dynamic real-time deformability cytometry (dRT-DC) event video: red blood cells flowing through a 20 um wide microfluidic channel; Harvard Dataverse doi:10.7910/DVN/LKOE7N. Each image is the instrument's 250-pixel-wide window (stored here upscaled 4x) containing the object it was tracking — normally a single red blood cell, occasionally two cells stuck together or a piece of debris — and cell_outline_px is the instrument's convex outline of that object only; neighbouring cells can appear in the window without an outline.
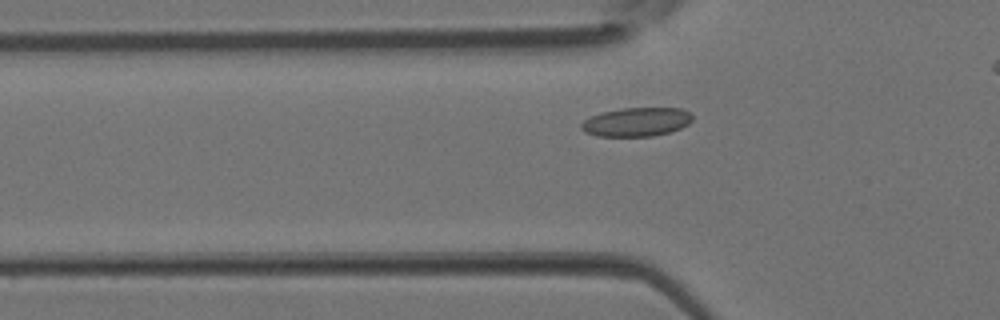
{"species": "Egyptian fruit bat (a non-hibernating species)", "species_latin": "Rousettus aegyptiacus", "temperature_condition": "room temperature", "stored_images_in_passage": 28, "camera_frame_rate_fps": 3000, "um_per_image_px": 0.085, "animal": {"sex": "female"}, "frame": {"image": 1, "passage_image": 5, "time_ms": 1.333, "image_size_px": [1000, 320], "cell_outline_px": [[692, 120], [688, 124], [680, 128], [668, 132], [652, 136], [596, 136], [584, 132], [580, 128], [580, 124], [584, 120], [600, 112], [620, 108], [680, 108], [688, 112], [692, 116]], "centroid_in_image_um": [54.05, 10.36], "position_along_channel_um": 71.7, "area_um2": 18.67}}
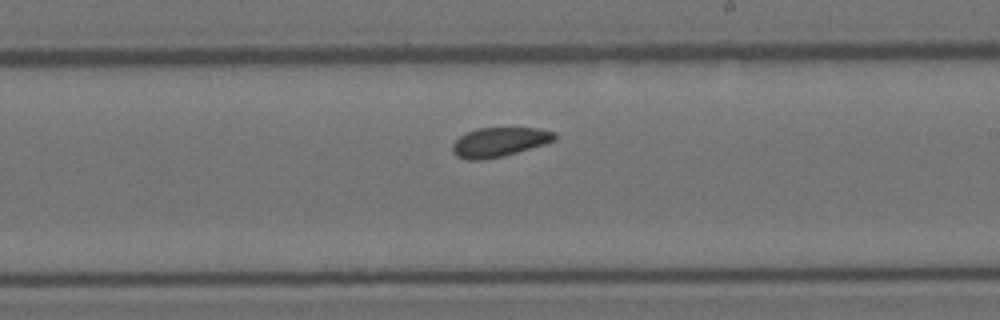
{"frame": {"image": 2, "passage_image": 16, "time_ms": 5.0, "image_size_px": [1000, 320], "cell_outline_px": [[556, 140], [544, 144], [504, 156], [480, 160], [468, 160], [456, 156], [452, 152], [452, 144], [460, 136], [468, 132], [480, 128], [540, 128], [556, 132]], "centroid_in_image_um": [42.45, 12.08], "position_along_channel_um": 246.5, "area_um2": 17.46}}
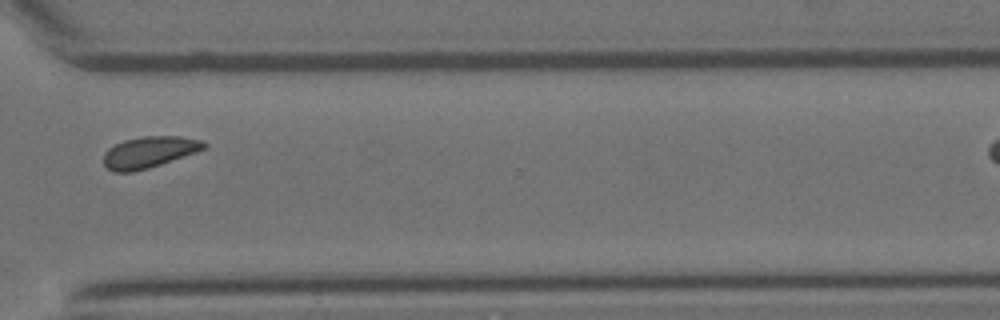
{"frame": {"image": 3, "passage_image": 23, "time_ms": 7.333, "image_size_px": [1000, 320], "cell_outline_px": [[208, 148], [148, 168], [132, 172], [112, 172], [104, 164], [104, 152], [108, 148], [124, 140], [144, 136], [180, 136], [200, 140], [208, 144]], "centroid_in_image_um": [12.68, 12.93], "position_along_channel_um": 357.9, "area_um2": 18.26}}